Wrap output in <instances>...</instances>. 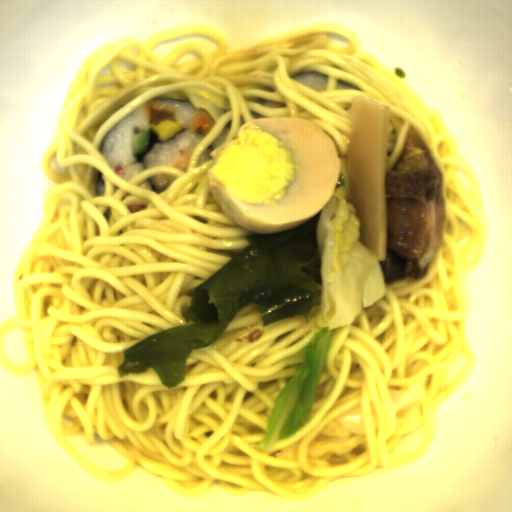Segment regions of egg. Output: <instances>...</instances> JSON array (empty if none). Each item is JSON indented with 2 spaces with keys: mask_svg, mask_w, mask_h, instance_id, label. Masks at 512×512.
Segmentation results:
<instances>
[{
  "mask_svg": "<svg viewBox=\"0 0 512 512\" xmlns=\"http://www.w3.org/2000/svg\"><path fill=\"white\" fill-rule=\"evenodd\" d=\"M341 157L332 136L306 118L242 125L209 170L223 214L255 233H282L313 219L333 196Z\"/></svg>",
  "mask_w": 512,
  "mask_h": 512,
  "instance_id": "d2b9013d",
  "label": "egg"
},
{
  "mask_svg": "<svg viewBox=\"0 0 512 512\" xmlns=\"http://www.w3.org/2000/svg\"><path fill=\"white\" fill-rule=\"evenodd\" d=\"M157 137L163 142L174 136L180 129V124L174 120H162L149 126Z\"/></svg>",
  "mask_w": 512,
  "mask_h": 512,
  "instance_id": "2799bb9f",
  "label": "egg"
}]
</instances>
